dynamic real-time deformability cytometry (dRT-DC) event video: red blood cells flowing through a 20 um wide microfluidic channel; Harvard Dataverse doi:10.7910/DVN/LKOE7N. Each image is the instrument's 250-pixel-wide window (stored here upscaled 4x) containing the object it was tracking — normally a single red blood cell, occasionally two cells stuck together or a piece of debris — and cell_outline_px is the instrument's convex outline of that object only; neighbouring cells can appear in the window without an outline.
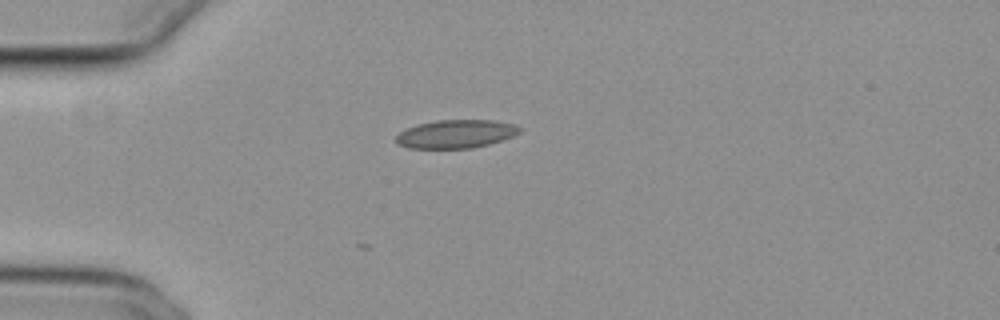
{"species": "common noctule bat (a hibernating species)", "species_latin": "Nyctalus noctula", "temperature_condition": "cold", "stored_images_in_passage": 2, "camera_frame_rate_fps": 3000, "um_per_image_px": 0.085, "animal": {"sex": "female", "body_mass_g": 29.2, "forearm_length_mm": 56.3}, "frame": {"image": 1, "passage_image": 2, "time_ms": 0.333, "image_size_px": [1000, 320], "cell_outline_px": [[520, 132], [512, 136], [488, 144], [472, 148], [408, 148], [396, 144], [396, 136], [400, 132], [416, 124], [436, 120], [496, 120], [516, 124], [520, 128]], "centroid_in_image_um": [38.73, 11.38], "position_along_channel_um": 46.3, "area_um2": 20.4}}